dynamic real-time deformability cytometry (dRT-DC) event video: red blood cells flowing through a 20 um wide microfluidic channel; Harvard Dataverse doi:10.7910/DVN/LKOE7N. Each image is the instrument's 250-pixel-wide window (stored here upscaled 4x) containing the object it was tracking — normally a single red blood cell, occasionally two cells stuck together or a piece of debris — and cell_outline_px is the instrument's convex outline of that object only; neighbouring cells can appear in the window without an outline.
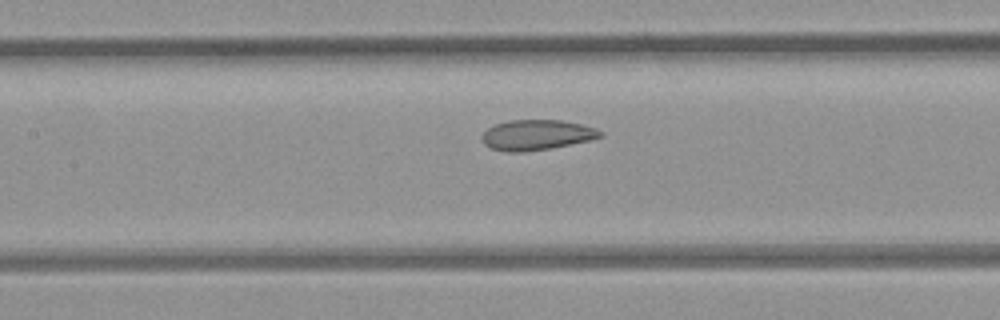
{"species": "common noctule bat (a hibernating species)", "species_latin": "Nyctalus noctula", "temperature_condition": "room temperature", "stored_images_in_passage": 19, "camera_frame_rate_fps": 3000, "um_per_image_px": 0.085, "animal": {"sex": "female", "body_mass_g": 21.9}, "frame": {"image": 1, "passage_image": 11, "time_ms": 3.333, "image_size_px": [1000, 320], "cell_outline_px": [[604, 136], [592, 140], [548, 148], [524, 152], [508, 152], [492, 148], [484, 144], [480, 136], [488, 128], [496, 124], [508, 120], [564, 120], [596, 128], [604, 132]], "centroid_in_image_um": [45.64, 11.46], "position_along_channel_um": 161.8, "area_um2": 20.92}}
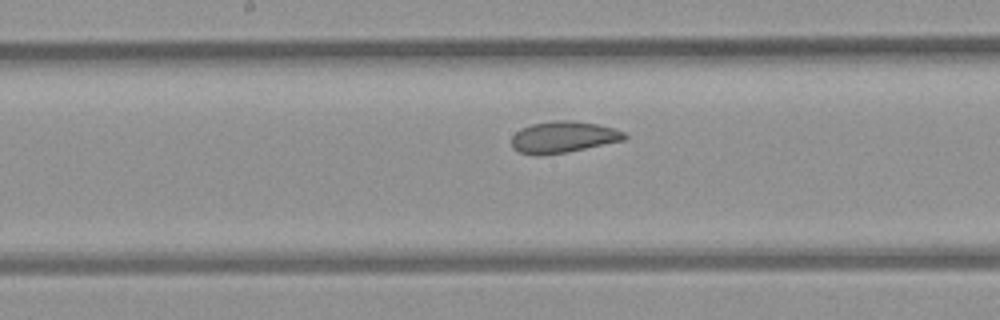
{"frame": {"image": 2, "passage_image": 14, "time_ms": 4.333, "image_size_px": [1000, 320], "cell_outline_px": [[628, 136], [624, 140], [568, 152], [540, 156], [536, 156], [520, 152], [512, 148], [512, 136], [520, 128], [532, 124], [552, 120], [572, 120], [596, 124], [616, 128], [624, 132]], "centroid_in_image_um": [47.87, 11.65], "position_along_channel_um": 200.3, "area_um2": 20.92}}